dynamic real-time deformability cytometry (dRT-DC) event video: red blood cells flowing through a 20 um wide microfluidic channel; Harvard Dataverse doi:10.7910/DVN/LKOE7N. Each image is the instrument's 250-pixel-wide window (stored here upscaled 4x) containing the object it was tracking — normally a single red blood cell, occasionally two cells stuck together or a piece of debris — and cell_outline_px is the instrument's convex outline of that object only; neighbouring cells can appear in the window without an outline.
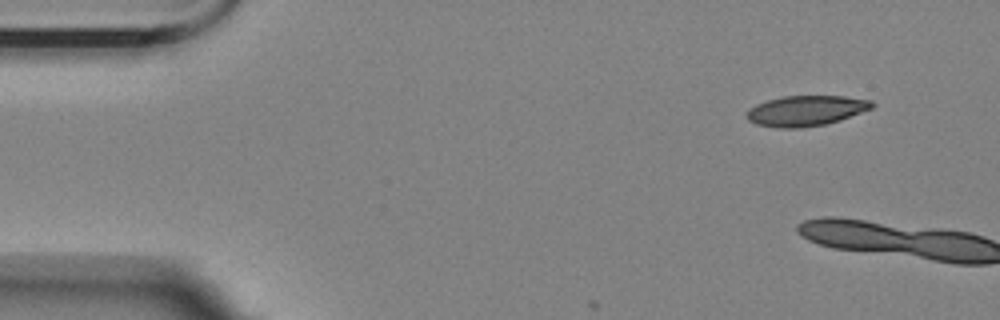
{"species": "Egyptian fruit bat (a non-hibernating species)", "species_latin": "Rousettus aegyptiacus", "temperature_condition": "room temperature", "stored_images_in_passage": 6, "camera_frame_rate_fps": 3000, "um_per_image_px": 0.085, "animal": {"sex": "female"}, "frame": {"image": 1, "passage_image": 1, "time_ms": 0.0, "image_size_px": [1000, 320], "cell_outline_px": [[876, 104], [872, 108], [840, 120], [824, 124], [800, 128], [776, 128], [756, 124], [748, 120], [748, 108], [756, 104], [768, 100], [784, 96], [844, 96], [872, 100]], "centroid_in_image_um": [68.52, 9.41], "position_along_channel_um": 16.5, "area_um2": 22.14}}